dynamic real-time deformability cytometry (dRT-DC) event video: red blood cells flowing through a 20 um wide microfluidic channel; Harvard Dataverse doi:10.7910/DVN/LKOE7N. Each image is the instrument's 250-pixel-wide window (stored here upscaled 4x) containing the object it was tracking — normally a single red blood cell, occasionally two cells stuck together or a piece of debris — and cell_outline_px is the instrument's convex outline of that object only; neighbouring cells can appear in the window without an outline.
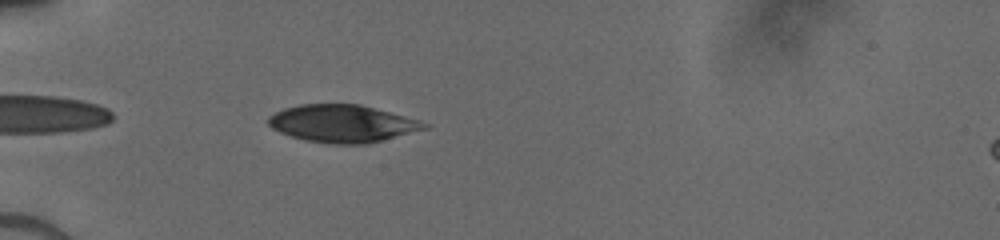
{"species": "human", "species_latin": "Homo sapiens", "temperature_condition": "cold", "stored_images_in_passage": 37, "camera_frame_rate_fps": 3000, "um_per_image_px": 0.085, "donor": {"sex": "male"}, "frame": {"image": 1, "passage_image": 3, "time_ms": 0.667, "image_size_px": [1000, 240], "cell_outline_px": [[428, 128], [368, 144], [332, 144], [304, 140], [280, 132], [272, 128], [268, 124], [268, 116], [284, 108], [300, 104], [360, 104], [420, 120], [428, 124]], "centroid_in_image_um": [29.1, 10.5], "position_along_channel_um": 55.9, "area_um2": 33.99}}
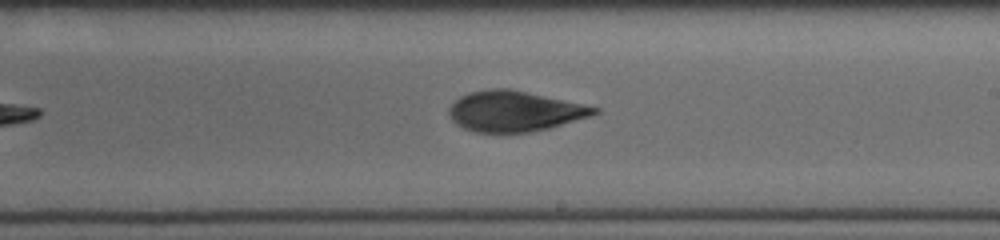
{"frame": {"image": 2, "passage_image": 18, "time_ms": 5.667, "image_size_px": [1000, 240], "cell_outline_px": [[600, 112], [592, 116], [548, 128], [528, 132], [504, 136], [476, 132], [464, 128], [456, 124], [452, 120], [448, 112], [448, 108], [460, 96], [468, 92], [488, 88], [508, 88], [584, 104], [600, 108]], "centroid_in_image_um": [43.71, 9.48], "position_along_channel_um": 245.3, "area_um2": 34.97}}
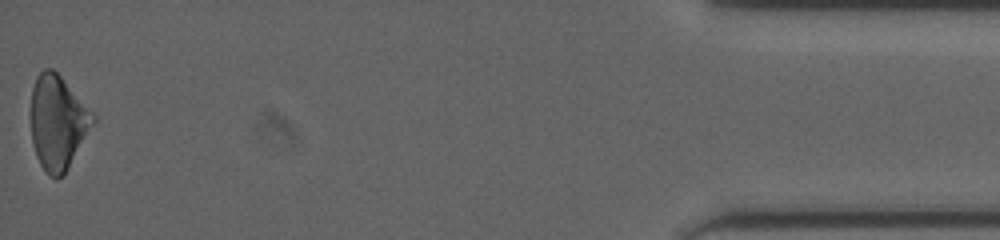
{"frame": {"image": 3, "passage_image": 37, "time_ms": 12.0, "image_size_px": [1000, 240], "cell_outline_px": [[96, 120], [68, 168], [56, 180], [48, 176], [44, 172], [36, 156], [32, 144], [32, 88], [36, 76], [44, 68], [52, 68], [60, 76], [96, 116]], "centroid_in_image_um": [4.9, 10.42], "position_along_channel_um": 430.3, "area_um2": 33.76}}